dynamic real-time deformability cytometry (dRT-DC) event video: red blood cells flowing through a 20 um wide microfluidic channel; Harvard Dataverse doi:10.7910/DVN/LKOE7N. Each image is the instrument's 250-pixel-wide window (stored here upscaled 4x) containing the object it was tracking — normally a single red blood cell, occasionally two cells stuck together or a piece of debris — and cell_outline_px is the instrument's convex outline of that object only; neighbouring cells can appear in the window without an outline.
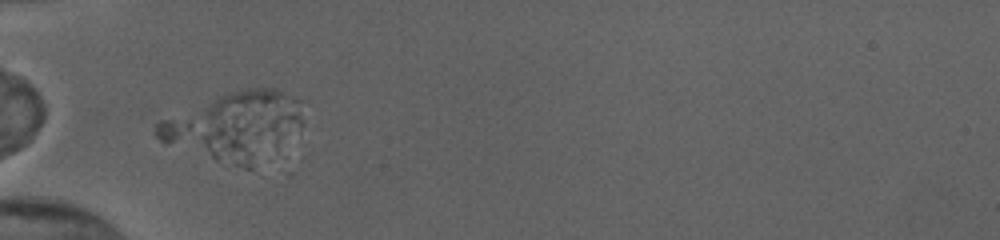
{"species": "human", "species_latin": "Homo sapiens", "temperature_condition": "cold", "stored_images_in_passage": 34, "camera_frame_rate_fps": 3000, "um_per_image_px": 0.085, "donor": {"sex": "female"}, "frame": {"image": 1, "passage_image": 5, "time_ms": 1.333, "image_size_px": [1000, 240], "cell_outline_px": [[304, 124], [300, 128], [252, 168], [244, 168], [216, 160], [164, 144], [156, 136], [156, 124], [160, 120], [220, 96], [248, 88], [276, 88], [300, 100]], "centroid_in_image_um": [19.97, 10.72], "position_along_channel_um": 65.0, "area_um2": 56.76}}